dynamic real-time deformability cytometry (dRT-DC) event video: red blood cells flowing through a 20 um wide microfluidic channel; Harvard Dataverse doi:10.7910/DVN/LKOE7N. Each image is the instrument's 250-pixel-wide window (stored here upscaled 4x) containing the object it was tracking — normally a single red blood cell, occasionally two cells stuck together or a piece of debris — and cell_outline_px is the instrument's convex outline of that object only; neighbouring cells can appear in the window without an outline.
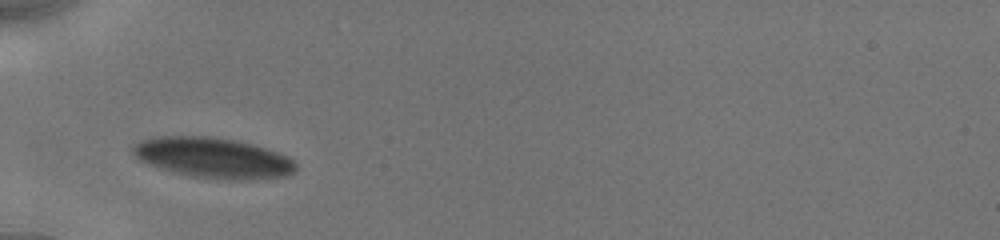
{"species": "human", "species_latin": "Homo sapiens", "temperature_condition": "cold", "stored_images_in_passage": 14, "camera_frame_rate_fps": 3000, "um_per_image_px": 0.085, "donor": {"sex": "male"}, "frame": {"image": 1, "passage_image": 1, "time_ms": 0.0, "image_size_px": [1000, 240], "cell_outline_px": [[296, 172], [288, 176], [256, 180], [228, 180], [196, 176], [172, 172], [148, 164], [140, 160], [132, 152], [132, 144], [140, 140], [152, 136], [208, 136], [236, 140], [252, 144], [280, 152], [288, 156], [296, 164]], "centroid_in_image_um": [18.14, 13.41], "position_along_channel_um": 66.9, "area_um2": 38.84}}
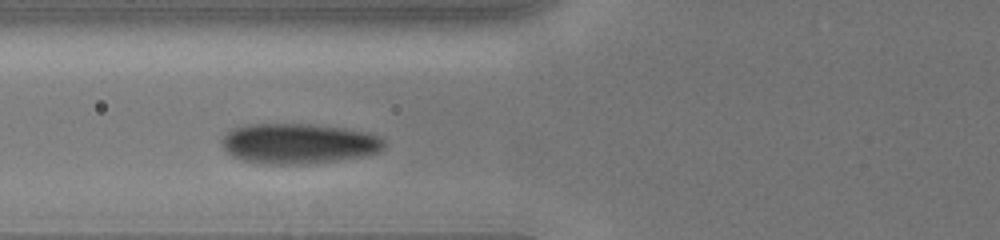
{"frame": {"image": 2, "passage_image": 8, "time_ms": 1.0, "image_size_px": [1000, 240], "cell_outline_px": [[384, 144], [380, 152], [364, 156], [308, 164], [264, 164], [240, 160], [232, 156], [224, 148], [220, 140], [232, 128], [248, 124], [308, 124], [340, 128], [368, 132], [384, 140]], "centroid_in_image_um": [25.34, 12.21], "position_along_channel_um": 100.5, "area_um2": 38.03}}